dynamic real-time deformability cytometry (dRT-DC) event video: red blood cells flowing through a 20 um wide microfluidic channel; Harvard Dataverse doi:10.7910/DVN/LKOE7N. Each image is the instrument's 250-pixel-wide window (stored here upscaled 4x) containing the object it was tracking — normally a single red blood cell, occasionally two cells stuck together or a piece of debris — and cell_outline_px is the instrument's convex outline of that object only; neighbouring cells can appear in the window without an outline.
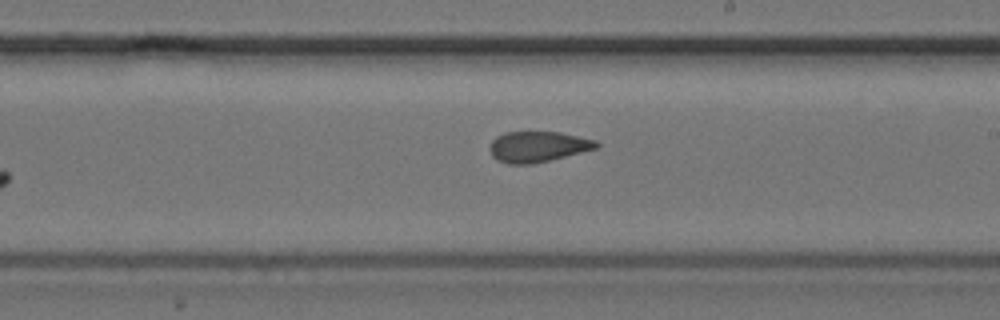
{"species": "common noctule bat (a hibernating species)", "species_latin": "Nyctalus noctula", "temperature_condition": "cold", "stored_images_in_passage": 8, "camera_frame_rate_fps": 3000, "um_per_image_px": 0.085, "animal": {"sex": "female", "body_mass_g": 24.6, "forearm_length_mm": 56.2}, "frame": {"image": 1, "passage_image": 8, "time_ms": 2.333, "image_size_px": [1000, 320], "cell_outline_px": [[600, 148], [532, 164], [508, 164], [496, 160], [492, 156], [488, 148], [492, 140], [496, 136], [504, 132], [560, 132], [596, 140], [600, 144]], "centroid_in_image_um": [45.71, 12.47], "position_along_channel_um": 243.3, "area_um2": 19.31}}